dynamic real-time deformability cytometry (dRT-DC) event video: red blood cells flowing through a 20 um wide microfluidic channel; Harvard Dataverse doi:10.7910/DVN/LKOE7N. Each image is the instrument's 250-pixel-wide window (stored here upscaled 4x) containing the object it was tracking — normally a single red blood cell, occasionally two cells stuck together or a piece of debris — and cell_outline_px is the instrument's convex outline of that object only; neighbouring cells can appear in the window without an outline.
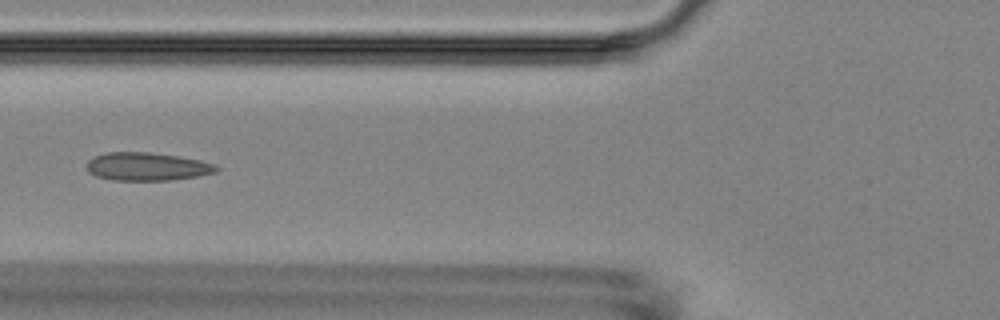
{"species": "Egyptian fruit bat (a non-hibernating species)", "species_latin": "Rousettus aegyptiacus", "temperature_condition": "room temperature", "stored_images_in_passage": 13, "camera_frame_rate_fps": 3000, "um_per_image_px": 0.085, "animal": {"sex": "female"}, "frame": {"image": 1, "passage_image": 4, "time_ms": 4.667, "image_size_px": [1000, 320], "cell_outline_px": [[220, 168], [216, 172], [196, 176], [172, 180], [112, 180], [96, 176], [88, 172], [88, 160], [104, 152], [152, 152], [180, 156], [200, 160], [216, 164]], "centroid_in_image_um": [12.52, 14.15], "position_along_channel_um": 113.3, "area_um2": 21.33}}
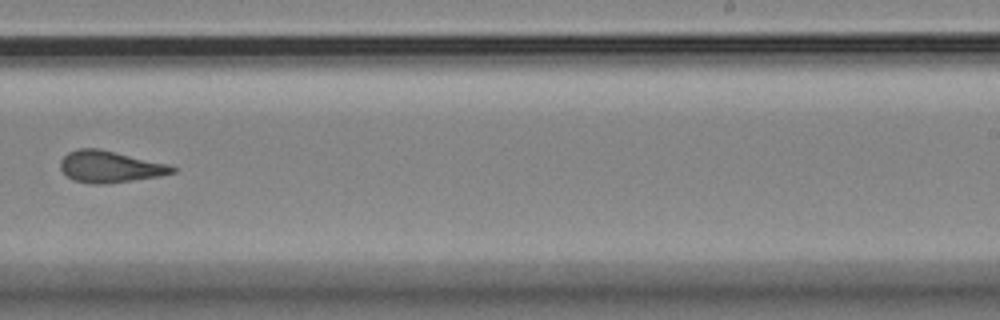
{"frame": {"image": 2, "passage_image": 8, "time_ms": 9.333, "image_size_px": [1000, 320], "cell_outline_px": [[176, 172], [160, 176], [108, 184], [92, 184], [72, 180], [60, 168], [60, 160], [68, 152], [76, 148], [100, 148], [168, 164], [176, 168]], "centroid_in_image_um": [9.33, 14.17], "position_along_channel_um": 279.7, "area_um2": 20.81}}
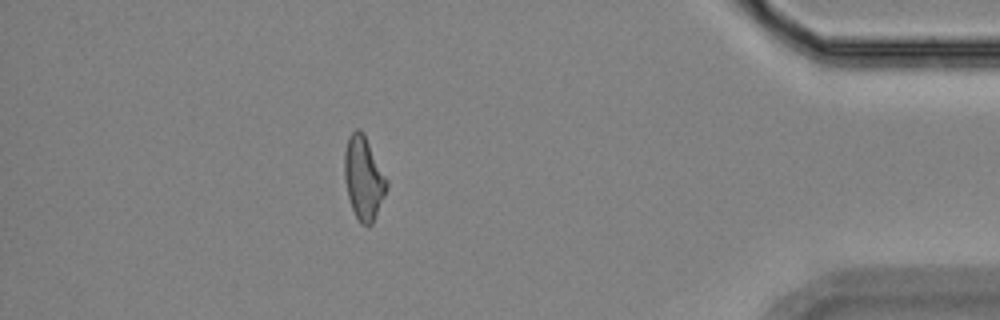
{"frame": {"image": 3, "passage_image": 12, "time_ms": 14.0, "image_size_px": [1000, 320], "cell_outline_px": [[388, 188], [372, 224], [360, 224], [352, 208], [348, 196], [344, 180], [344, 152], [348, 136], [356, 128], [360, 128], [388, 180]], "centroid_in_image_um": [30.89, 15.13], "position_along_channel_um": 404.3, "area_um2": 20.35}, "authors_computed_cell_mechanics": {"area_um2": 20.808, "velocity_mm_per_s": 3.577, "shape_relaxation_time_tau1_ms": null, "shape_relaxation_time_tau2_ms": 1.3048, "deformation_change_tau1": null, "deformation_change_tau2": 0.0651}}